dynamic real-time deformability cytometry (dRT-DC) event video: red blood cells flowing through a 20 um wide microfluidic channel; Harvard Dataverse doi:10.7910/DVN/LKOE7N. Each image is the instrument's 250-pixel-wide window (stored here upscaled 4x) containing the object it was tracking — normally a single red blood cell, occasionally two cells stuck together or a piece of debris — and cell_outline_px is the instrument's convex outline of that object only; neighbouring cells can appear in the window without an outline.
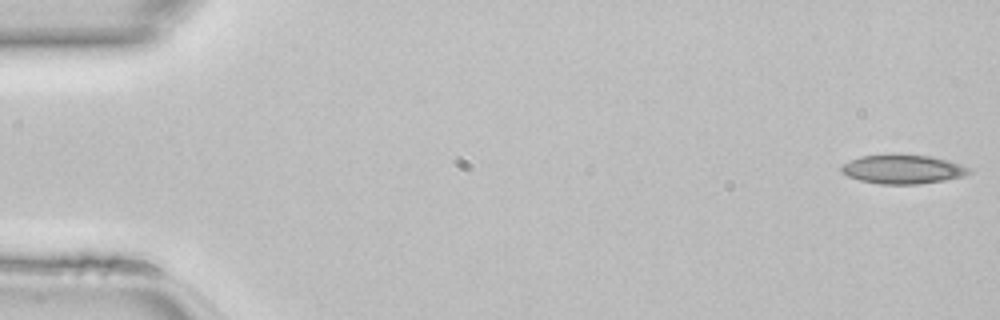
{"species": "common noctule bat (a hibernating species)", "species_latin": "Nyctalus noctula", "temperature_condition": "room temperature", "stored_images_in_passage": 47, "camera_frame_rate_fps": 3000, "um_per_image_px": 0.085, "animal": {"sex": "female", "body_mass_g": 22.7, "forearm_length_mm": 54.2}, "frame": {"image": 1, "passage_image": 1, "time_ms": 0.0, "image_size_px": [1000, 320], "cell_outline_px": [[972, 172], [964, 176], [944, 180], [916, 184], [880, 184], [860, 180], [848, 176], [840, 172], [840, 168], [848, 160], [860, 156], [928, 156], [948, 160], [960, 164], [968, 168]], "centroid_in_image_um": [76.72, 14.41], "position_along_channel_um": 8.3, "area_um2": 21.04}}
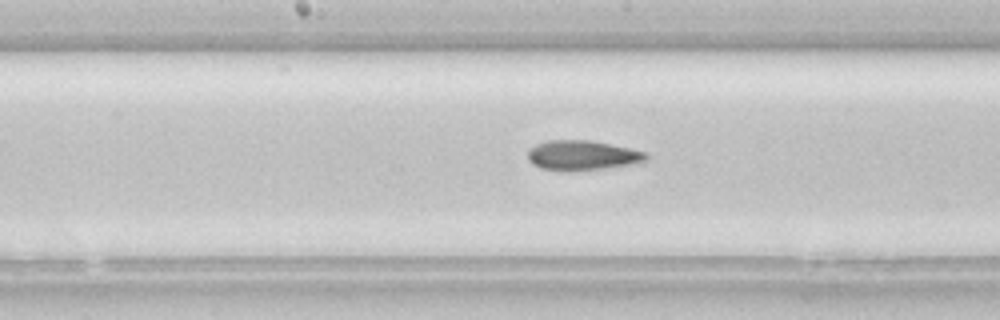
{"frame": {"image": 2, "passage_image": 24, "time_ms": 7.667, "image_size_px": [1000, 320], "cell_outline_px": [[648, 160], [640, 164], [600, 168], [540, 168], [532, 164], [528, 160], [528, 148], [536, 144], [548, 140], [588, 140], [648, 152]], "centroid_in_image_um": [49.55, 13.16], "position_along_channel_um": 198.7, "area_um2": 19.94}}
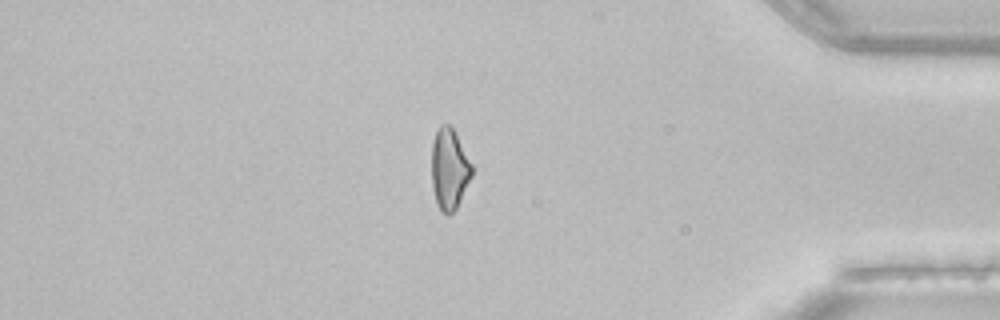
{"frame": {"image": 3, "passage_image": 40, "time_ms": 13.0, "image_size_px": [1000, 320], "cell_outline_px": [[472, 176], [456, 208], [448, 216], [440, 212], [436, 204], [432, 188], [432, 140], [440, 124], [448, 124], [452, 128], [472, 164]], "centroid_in_image_um": [38.17, 14.41], "position_along_channel_um": 397.0, "area_um2": 18.96}}